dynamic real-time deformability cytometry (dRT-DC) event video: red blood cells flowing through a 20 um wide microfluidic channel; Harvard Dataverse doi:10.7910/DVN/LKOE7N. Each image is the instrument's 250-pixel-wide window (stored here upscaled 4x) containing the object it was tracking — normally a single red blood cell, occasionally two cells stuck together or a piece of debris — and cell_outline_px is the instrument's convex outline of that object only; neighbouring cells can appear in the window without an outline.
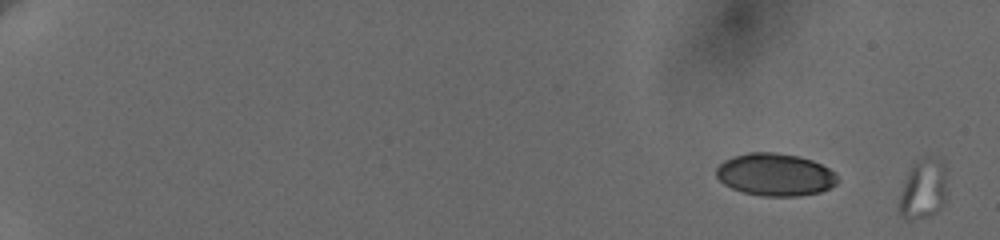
{"species": "human", "species_latin": "Homo sapiens", "temperature_condition": "cold", "stored_images_in_passage": 4, "segment_of_instrument_passage": [2, 2], "camera_frame_rate_fps": 3000, "um_per_image_px": 0.085, "donor": {"sex": "female"}, "frame": {"image": 1, "passage_image": 4, "time_ms": 2.333, "image_size_px": [1000, 240], "cell_outline_px": [[948, 168], [944, 200], [936, 212], [924, 216], [908, 220], [900, 216], [900, 196], [908, 172], [912, 164], [916, 160], [924, 156], [944, 156]], "centroid_in_image_um": [78.54, 15.94], "position_along_channel_um": 6.5, "area_um2": 17.05}}